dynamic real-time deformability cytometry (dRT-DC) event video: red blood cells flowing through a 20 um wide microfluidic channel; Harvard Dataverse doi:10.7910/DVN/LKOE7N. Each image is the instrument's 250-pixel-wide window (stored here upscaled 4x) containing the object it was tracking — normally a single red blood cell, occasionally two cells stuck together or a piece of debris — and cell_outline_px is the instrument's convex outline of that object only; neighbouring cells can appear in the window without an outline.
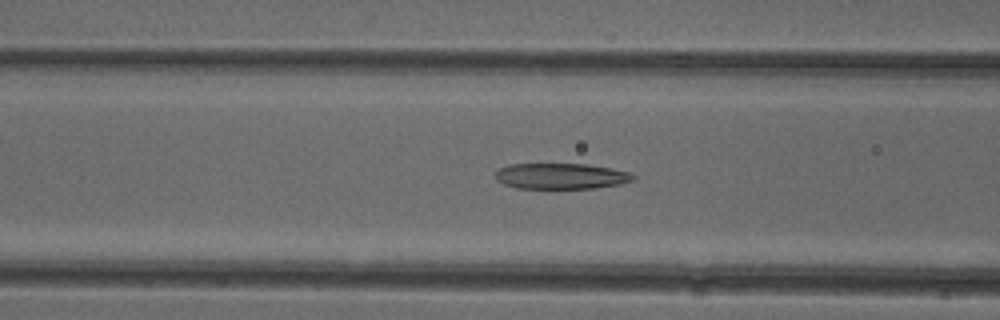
{"species": "common noctule bat (a hibernating species)", "species_latin": "Nyctalus noctula", "temperature_condition": "cold", "stored_images_in_passage": 44, "camera_frame_rate_fps": 3000, "um_per_image_px": 0.085, "animal": {"sex": "female"}, "frame": {"image": 1, "passage_image": 13, "time_ms": 4.0, "image_size_px": [1000, 320], "cell_outline_px": [[636, 176], [632, 180], [620, 184], [592, 188], [516, 188], [504, 184], [496, 180], [496, 172], [500, 168], [508, 164], [588, 164], [628, 172]], "centroid_in_image_um": [47.65, 14.97], "position_along_channel_um": 119.0, "area_um2": 20.52}}
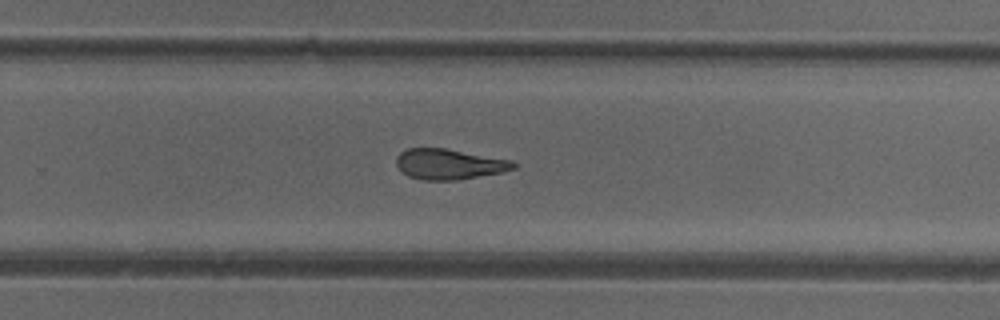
{"frame": {"image": 2, "passage_image": 26, "time_ms": 8.333, "image_size_px": [1000, 320], "cell_outline_px": [[516, 168], [500, 172], [456, 180], [424, 180], [408, 176], [396, 164], [396, 156], [400, 152], [408, 148], [444, 148], [512, 160], [516, 164]], "centroid_in_image_um": [38.16, 13.94], "position_along_channel_um": 291.6, "area_um2": 20.58}}
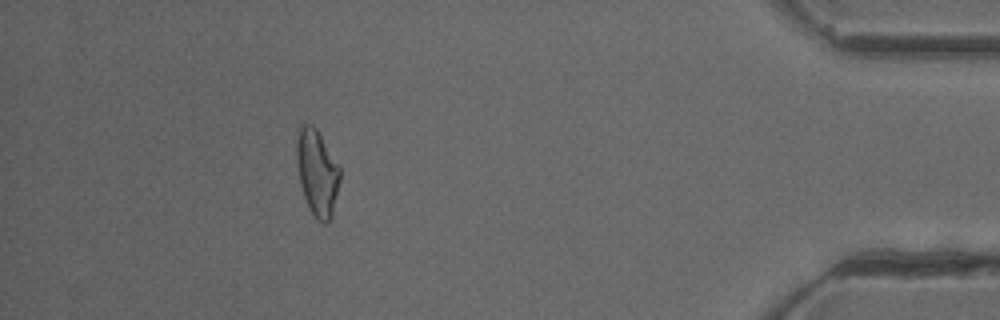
{"frame": {"image": 3, "passage_image": 39, "time_ms": 12.667, "image_size_px": [1000, 320], "cell_outline_px": [[340, 180], [332, 216], [324, 224], [316, 220], [308, 208], [300, 184], [296, 160], [296, 128], [300, 124], [312, 124], [316, 128], [340, 164]], "centroid_in_image_um": [26.94, 14.63], "position_along_channel_um": 408.3, "area_um2": 22.31}, "authors_computed_cell_mechanics": {"area_um2": 21.6172, "velocity_mm_per_s": 3.9888, "shape_relaxation_time_tau1_ms": null, "shape_relaxation_time_tau2_ms": 3.2332, "deformation_change_tau1": null, "deformation_change_tau2": 0.1304}}